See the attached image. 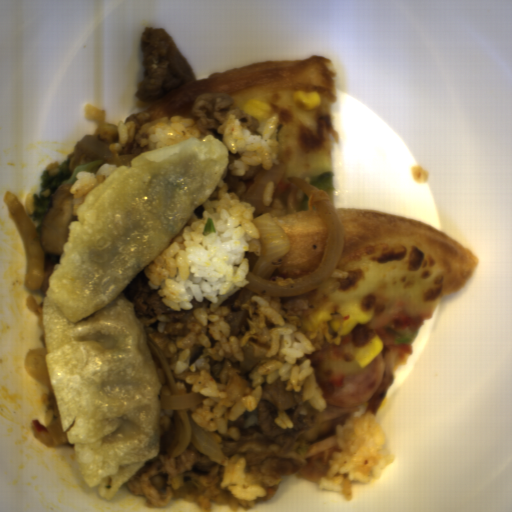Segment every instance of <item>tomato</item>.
<instances>
[{
  "label": "tomato",
  "instance_id": "512abeb7",
  "mask_svg": "<svg viewBox=\"0 0 512 512\" xmlns=\"http://www.w3.org/2000/svg\"><path fill=\"white\" fill-rule=\"evenodd\" d=\"M425 323V318L421 316H409L404 312H400L394 317H392L390 321L391 327L395 331H401L405 328H408L412 331L420 328Z\"/></svg>",
  "mask_w": 512,
  "mask_h": 512
}]
</instances>
